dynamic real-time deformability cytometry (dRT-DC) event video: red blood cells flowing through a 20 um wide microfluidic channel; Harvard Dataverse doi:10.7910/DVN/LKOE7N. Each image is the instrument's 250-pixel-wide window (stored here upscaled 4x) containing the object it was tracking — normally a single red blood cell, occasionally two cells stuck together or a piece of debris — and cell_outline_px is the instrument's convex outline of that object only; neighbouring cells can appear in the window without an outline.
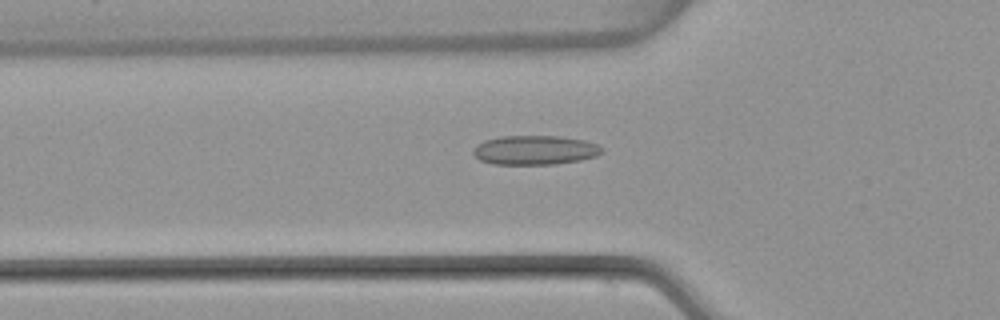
{"species": "common noctule bat (a hibernating species)", "species_latin": "Nyctalus noctula", "temperature_condition": "warm", "stored_images_in_passage": 50, "camera_frame_rate_fps": 3000, "um_per_image_px": 0.085, "animal": {"sex": "female", "body_mass_g": 22.7, "forearm_length_mm": 54.2}, "frame": {"image": 1, "passage_image": 18, "time_ms": 5.667, "image_size_px": [1000, 320], "cell_outline_px": [[604, 152], [596, 156], [580, 160], [556, 164], [492, 164], [480, 160], [472, 152], [472, 148], [476, 144], [484, 140], [500, 136], [560, 136], [584, 140], [596, 144], [604, 148]], "centroid_in_image_um": [45.46, 12.75], "position_along_channel_um": 80.3, "area_um2": 22.14}}
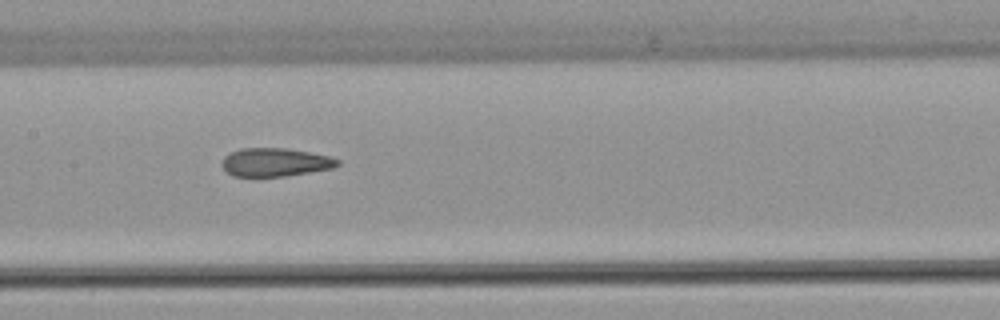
{"frame": {"image": 2, "passage_image": 26, "time_ms": 8.333, "image_size_px": [1000, 320], "cell_outline_px": [[340, 164], [332, 168], [284, 176], [232, 176], [220, 164], [224, 156], [240, 148], [284, 148], [308, 152], [328, 156], [340, 160]], "centroid_in_image_um": [23.36, 13.79], "position_along_channel_um": 184.0, "area_um2": 18.9}}
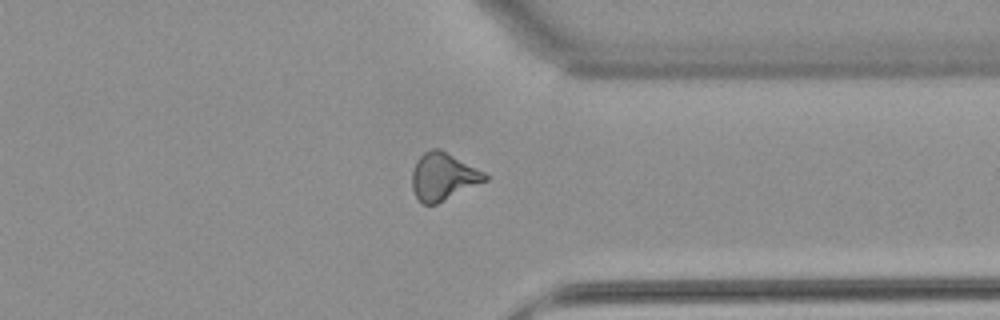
{"frame": {"image": 3, "passage_image": 41, "time_ms": 13.333, "image_size_px": [1000, 320], "cell_outline_px": [[488, 180], [436, 204], [424, 204], [416, 196], [412, 188], [412, 172], [416, 160], [424, 152], [432, 148], [440, 148], [484, 172], [488, 176]], "centroid_in_image_um": [37.66, 14.99], "position_along_channel_um": 373.7, "area_um2": 20.0}, "authors_computed_cell_mechanics": {"area_um2": 19.941, "velocity_mm_per_s": 3.8537, "shape_relaxation_time_tau1_ms": null, "shape_relaxation_time_tau2_ms": 2.2939, "deformation_change_tau1": null, "deformation_change_tau2": 0.0985}}